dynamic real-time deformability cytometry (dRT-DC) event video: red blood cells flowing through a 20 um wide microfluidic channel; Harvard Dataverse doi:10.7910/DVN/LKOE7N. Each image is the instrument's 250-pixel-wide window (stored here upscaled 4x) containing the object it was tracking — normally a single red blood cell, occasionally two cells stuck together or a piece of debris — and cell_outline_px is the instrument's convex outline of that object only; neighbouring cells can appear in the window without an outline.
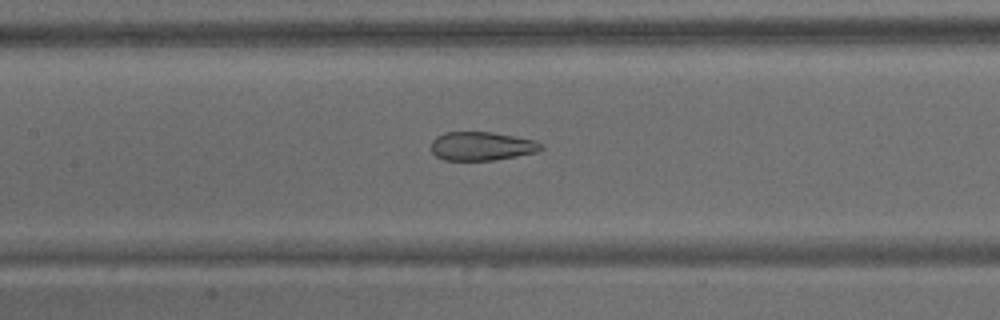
{"species": "common noctule bat (a hibernating species)", "species_latin": "Nyctalus noctula", "temperature_condition": "warm", "stored_images_in_passage": 65, "camera_frame_rate_fps": 3000, "um_per_image_px": 0.085, "animal": {"sex": "male", "body_mass_g": 15.6}, "frame": {"image": 1, "passage_image": 30, "time_ms": 9.667, "image_size_px": [1000, 320], "cell_outline_px": [[544, 148], [540, 152], [492, 160], [444, 160], [436, 156], [432, 152], [432, 140], [436, 136], [444, 132], [492, 132], [536, 140], [544, 144]], "centroid_in_image_um": [40.99, 12.42], "position_along_channel_um": 166.4, "area_um2": 18.55}}
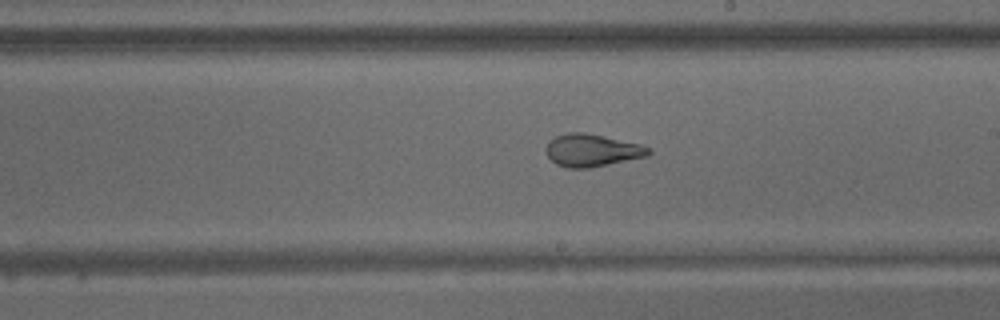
{"frame": {"image": 2, "passage_image": 37, "time_ms": 12.0, "image_size_px": [1000, 320], "cell_outline_px": [[652, 152], [648, 156], [588, 168], [568, 168], [556, 164], [548, 156], [544, 148], [548, 140], [556, 136], [568, 132], [584, 132], [604, 136], [640, 144], [652, 148]], "centroid_in_image_um": [50.31, 12.77], "position_along_channel_um": 238.7, "area_um2": 19.54}}
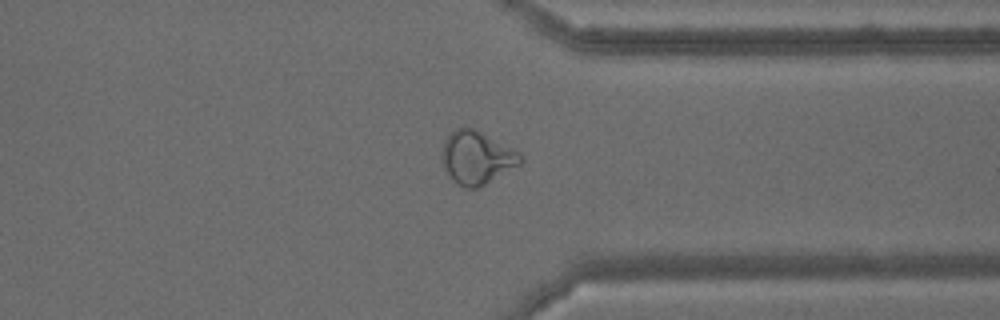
{"frame": {"image": 3, "passage_image": 50, "time_ms": 16.333, "image_size_px": [1000, 320], "cell_outline_px": [[524, 160], [520, 164], [484, 184], [476, 188], [464, 188], [456, 184], [452, 180], [440, 156], [444, 140], [456, 128], [472, 128], [520, 152]], "centroid_in_image_um": [40.51, 13.41], "position_along_channel_um": 370.9, "area_um2": 23.81}, "authors_computed_cell_mechanics": {"area_um2": 24.6806, "velocity_mm_per_s": 3.1005, "shape_relaxation_time_tau1_ms": null, "shape_relaxation_time_tau2_ms": 1.8718, "deformation_change_tau1": null, "deformation_change_tau2": 0.0845}}